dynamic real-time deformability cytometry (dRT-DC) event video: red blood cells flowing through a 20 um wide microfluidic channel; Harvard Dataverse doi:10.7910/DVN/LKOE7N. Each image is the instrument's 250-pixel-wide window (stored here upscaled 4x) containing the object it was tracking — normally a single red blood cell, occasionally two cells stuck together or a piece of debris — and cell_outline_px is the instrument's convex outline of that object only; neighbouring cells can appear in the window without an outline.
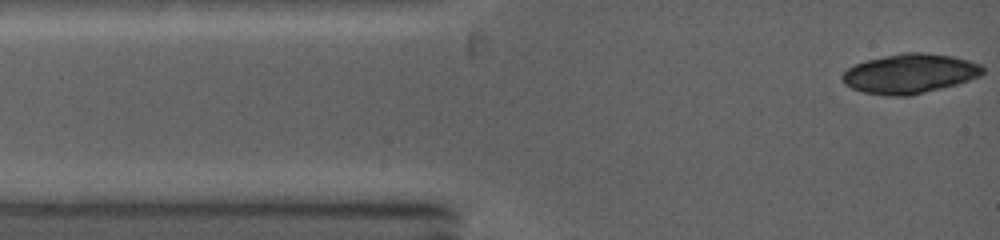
{"species": "common noctule bat (a hibernating species)", "species_latin": "Nyctalus noctula", "temperature_condition": "warm", "stored_images_in_passage": 5, "camera_frame_rate_fps": 5000, "um_per_image_px": 0.085, "animal": {"sex": "female", "body_mass_g": 19.0, "forearm_length_mm": 53.3}, "frame": {"image": 1, "passage_image": 1, "time_ms": 0.0, "image_size_px": [1000, 240], "cell_outline_px": [[984, 72], [980, 76], [956, 84], [912, 96], [888, 96], [864, 92], [852, 88], [844, 84], [840, 76], [848, 68], [856, 64], [868, 60], [900, 52], [920, 52], [952, 56], [968, 60], [980, 64], [984, 68]], "centroid_in_image_um": [77.32, 6.26], "position_along_channel_um": 7.7, "area_um2": 32.37}}